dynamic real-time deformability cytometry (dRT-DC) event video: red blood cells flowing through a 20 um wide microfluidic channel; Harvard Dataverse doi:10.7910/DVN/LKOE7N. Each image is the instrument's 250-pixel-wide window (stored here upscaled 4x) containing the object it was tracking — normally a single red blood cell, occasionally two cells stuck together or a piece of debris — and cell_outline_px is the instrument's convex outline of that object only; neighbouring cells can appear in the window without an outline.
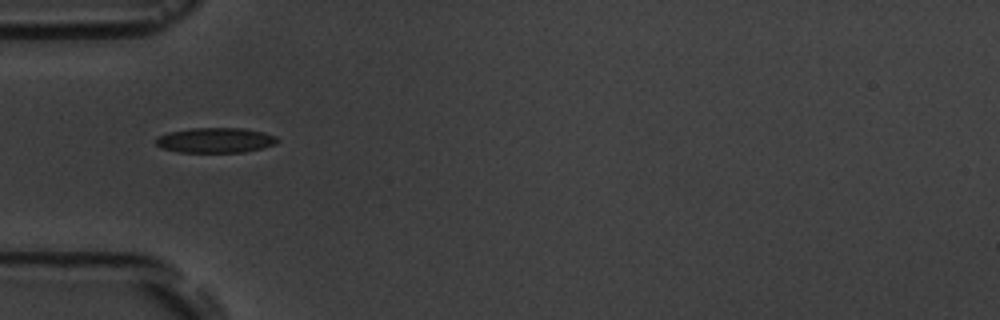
{"species": "common noctule bat (a hibernating species)", "species_latin": "Nyctalus noctula", "temperature_condition": "room temperature", "stored_images_in_passage": 8, "camera_frame_rate_fps": 3000, "um_per_image_px": 0.085, "animal": {"sex": "male", "body_mass_g": 19.5, "forearm_length_mm": 54.6}, "frame": {"image": 1, "passage_image": 5, "time_ms": 4.333, "image_size_px": [1000, 320], "cell_outline_px": [[280, 140], [276, 144], [244, 152], [176, 152], [160, 148], [156, 144], [156, 136], [168, 132], [192, 128], [244, 128], [264, 132], [276, 136]], "centroid_in_image_um": [18.29, 11.92], "position_along_channel_um": 66.7, "area_um2": 17.92}}
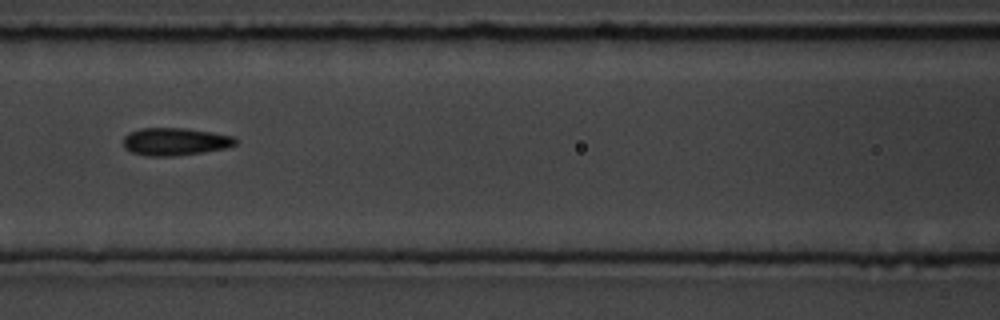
{"frame": {"image": 2, "passage_image": 7, "time_ms": 6.667, "image_size_px": [1000, 320], "cell_outline_px": [[240, 140], [236, 144], [224, 148], [200, 152], [172, 156], [148, 156], [132, 152], [124, 148], [124, 136], [128, 132], [140, 128], [184, 128], [212, 132], [232, 136]], "centroid_in_image_um": [14.86, 12.02], "position_along_channel_um": 151.7, "area_um2": 17.98}}
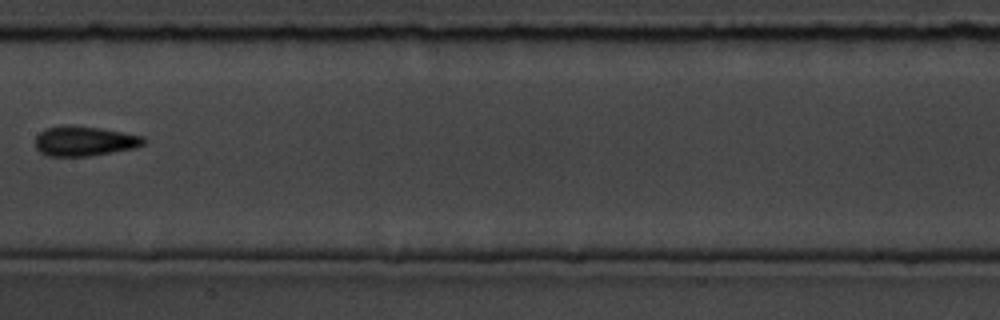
{"frame": {"image": 3, "passage_image": 8, "time_ms": 8.0, "image_size_px": [1000, 320], "cell_outline_px": [[144, 144], [136, 148], [88, 156], [48, 156], [40, 152], [36, 148], [36, 136], [40, 132], [48, 128], [64, 124], [100, 128], [124, 132], [144, 136]], "centroid_in_image_um": [7.18, 11.99], "position_along_channel_um": 200.2, "area_um2": 18.84}}